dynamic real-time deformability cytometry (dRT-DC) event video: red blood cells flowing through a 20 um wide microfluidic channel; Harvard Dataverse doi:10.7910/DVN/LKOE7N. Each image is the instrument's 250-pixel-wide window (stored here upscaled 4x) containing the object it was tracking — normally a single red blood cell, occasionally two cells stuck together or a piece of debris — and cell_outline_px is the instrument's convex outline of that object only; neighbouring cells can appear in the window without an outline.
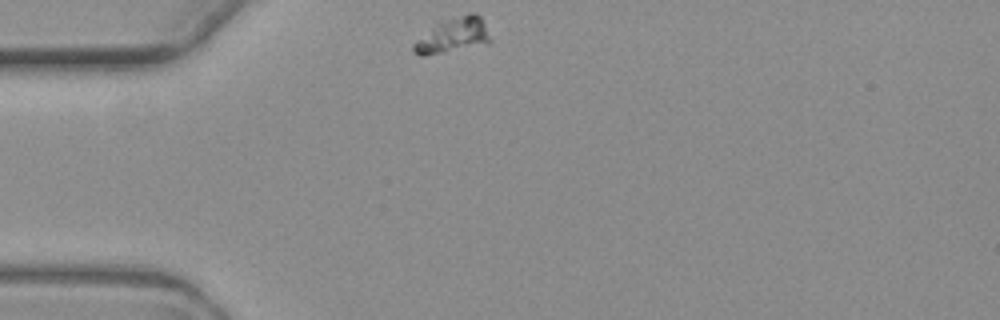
{"species": "common noctule bat (a hibernating species)", "species_latin": "Nyctalus noctula", "temperature_condition": "warm", "stored_images_in_passage": 3, "camera_frame_rate_fps": 3000, "um_per_image_px": 0.085, "animal": {"sex": "female", "body_mass_g": 19.3, "forearm_length_mm": 54.1}, "frame": {"image": 1, "passage_image": 1, "time_ms": 0.0, "image_size_px": [1000, 320], "cell_outline_px": [[492, 40], [488, 44], [424, 56], [420, 56], [412, 52], [412, 44], [416, 40], [440, 20], [468, 12], [476, 12], [480, 16]], "centroid_in_image_um": [38.5, 2.99], "position_along_channel_um": 46.5, "area_um2": 15.9}}
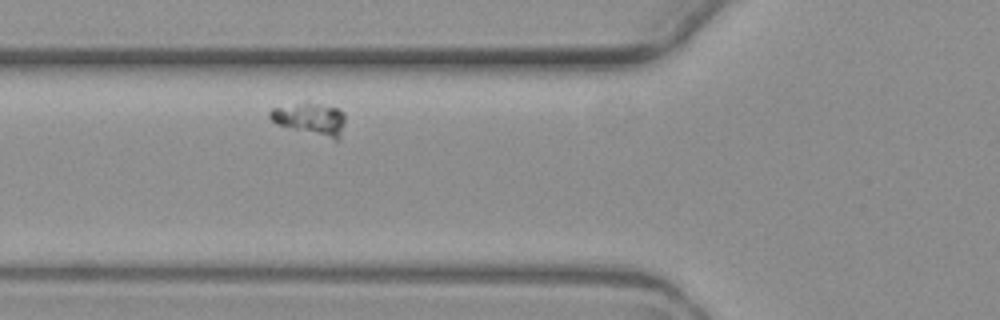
{"frame": {"image": 2, "passage_image": 3, "time_ms": 2.333, "image_size_px": [1000, 320], "cell_outline_px": [[344, 124], [340, 140], [336, 140], [276, 124], [268, 116], [268, 112], [272, 108], [304, 100], [308, 100], [336, 108], [344, 112]], "centroid_in_image_um": [26.37, 10.07], "position_along_channel_um": 99.4, "area_um2": 14.51}}